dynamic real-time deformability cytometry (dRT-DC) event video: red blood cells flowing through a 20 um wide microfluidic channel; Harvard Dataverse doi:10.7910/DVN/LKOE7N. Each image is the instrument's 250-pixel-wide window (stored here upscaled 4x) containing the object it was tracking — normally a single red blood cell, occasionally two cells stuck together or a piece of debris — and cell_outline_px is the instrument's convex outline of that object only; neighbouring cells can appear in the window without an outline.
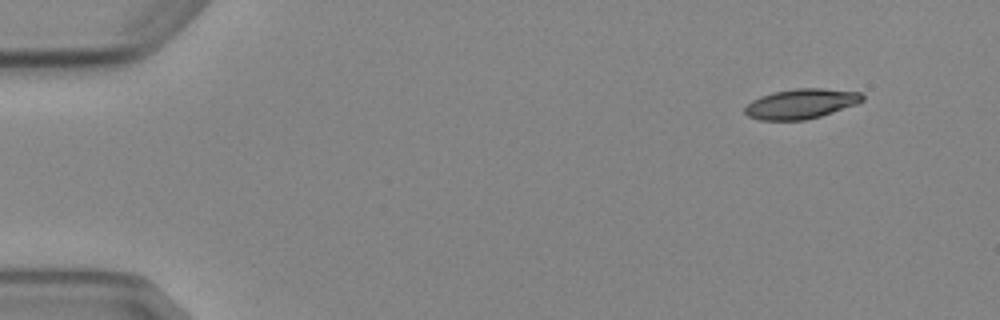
{"species": "Egyptian fruit bat (a non-hibernating species)", "species_latin": "Rousettus aegyptiacus", "temperature_condition": "cold", "stored_images_in_passage": 4, "camera_frame_rate_fps": 3000, "um_per_image_px": 0.085, "animal": {"sex": "female"}, "frame": {"image": 1, "passage_image": 1, "time_ms": 0.0, "image_size_px": [1000, 320], "cell_outline_px": [[864, 100], [856, 104], [820, 116], [804, 120], [760, 120], [748, 116], [744, 112], [744, 108], [752, 100], [760, 96], [772, 92], [796, 88], [820, 88], [860, 92], [864, 96]], "centroid_in_image_um": [68.07, 8.81], "position_along_channel_um": 16.9, "area_um2": 20.4}}
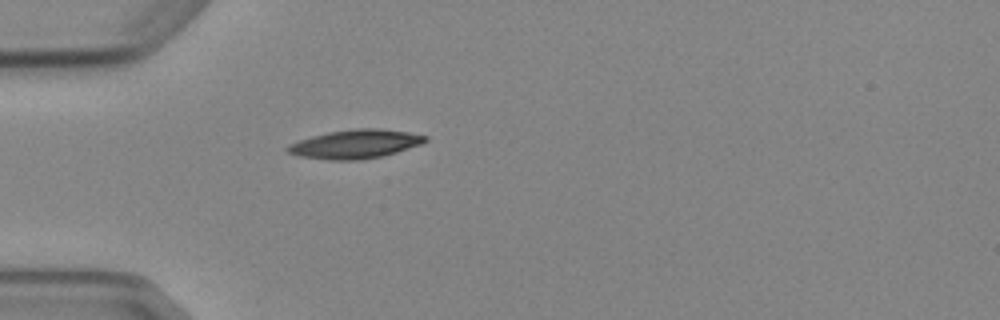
{"frame": {"image": 2, "passage_image": 4, "time_ms": 3.667, "image_size_px": [1000, 320], "cell_outline_px": [[428, 140], [420, 144], [396, 152], [380, 156], [360, 160], [328, 160], [300, 156], [288, 152], [284, 148], [288, 144], [312, 136], [328, 132], [356, 128], [380, 128], [408, 132], [428, 136]], "centroid_in_image_um": [30.18, 12.24], "position_along_channel_um": 54.8, "area_um2": 23.0}}